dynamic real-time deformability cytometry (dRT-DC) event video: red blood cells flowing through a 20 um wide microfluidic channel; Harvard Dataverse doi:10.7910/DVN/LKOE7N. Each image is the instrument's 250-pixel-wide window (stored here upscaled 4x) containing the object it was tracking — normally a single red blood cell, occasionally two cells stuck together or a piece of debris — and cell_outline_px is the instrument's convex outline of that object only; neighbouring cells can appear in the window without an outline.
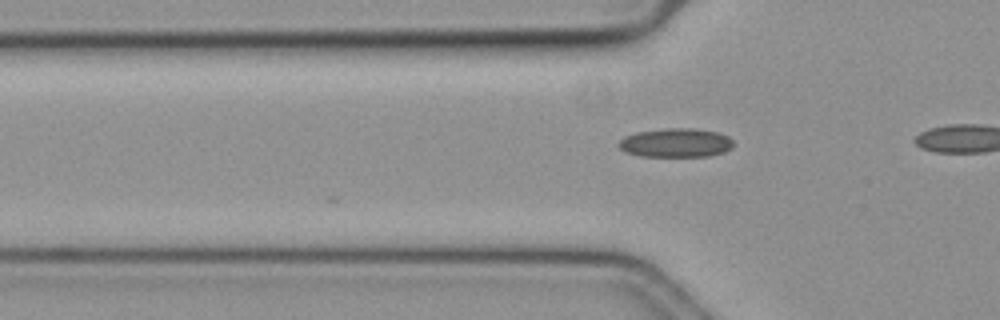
{"species": "common noctule bat (a hibernating species)", "species_latin": "Nyctalus noctula", "temperature_condition": "cold", "stored_images_in_passage": 7, "camera_frame_rate_fps": 3000, "um_per_image_px": 0.085, "animal": {"sex": "female", "body_mass_g": 19.3, "forearm_length_mm": 54.1}, "frame": {"image": 1, "passage_image": 7, "time_ms": 2.0, "image_size_px": [1000, 320], "cell_outline_px": [[732, 148], [724, 152], [708, 156], [640, 156], [624, 152], [616, 144], [624, 136], [636, 132], [664, 128], [692, 128], [716, 132], [728, 136], [732, 140]], "centroid_in_image_um": [57.4, 12.13], "position_along_channel_um": 68.4, "area_um2": 19.42}}